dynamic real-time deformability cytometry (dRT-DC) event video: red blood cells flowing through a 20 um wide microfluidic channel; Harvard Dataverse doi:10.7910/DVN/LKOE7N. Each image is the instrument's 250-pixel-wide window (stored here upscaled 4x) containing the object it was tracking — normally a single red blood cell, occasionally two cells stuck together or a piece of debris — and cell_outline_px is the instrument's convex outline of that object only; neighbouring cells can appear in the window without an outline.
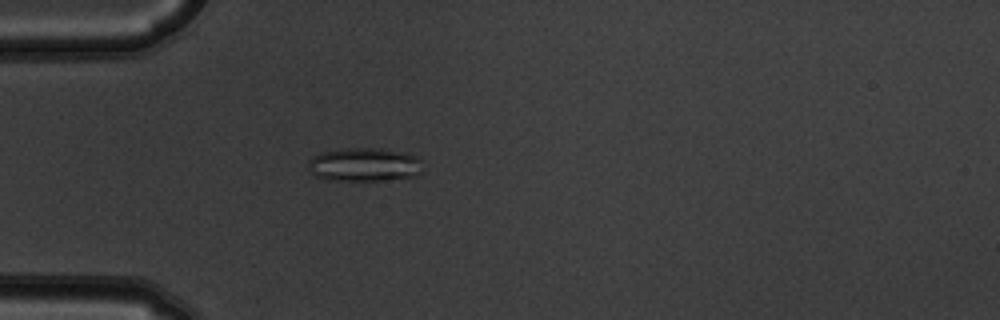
{"species": "common noctule bat (a hibernating species)", "species_latin": "Nyctalus noctula", "temperature_condition": "warm", "stored_images_in_passage": 5, "camera_frame_rate_fps": 3000, "um_per_image_px": 0.085, "animal": {"sex": "male", "body_mass_g": 19.5, "forearm_length_mm": 54.6}, "frame": {"image": 1, "passage_image": 5, "time_ms": 1.333, "image_size_px": [1000, 320], "cell_outline_px": [[424, 172], [416, 176], [388, 180], [328, 180], [316, 176], [308, 168], [308, 160], [312, 156], [324, 152], [344, 148], [380, 148], [404, 152], [420, 156], [424, 160]], "centroid_in_image_um": [31.07, 13.99], "position_along_channel_um": 53.9, "area_um2": 23.0}}